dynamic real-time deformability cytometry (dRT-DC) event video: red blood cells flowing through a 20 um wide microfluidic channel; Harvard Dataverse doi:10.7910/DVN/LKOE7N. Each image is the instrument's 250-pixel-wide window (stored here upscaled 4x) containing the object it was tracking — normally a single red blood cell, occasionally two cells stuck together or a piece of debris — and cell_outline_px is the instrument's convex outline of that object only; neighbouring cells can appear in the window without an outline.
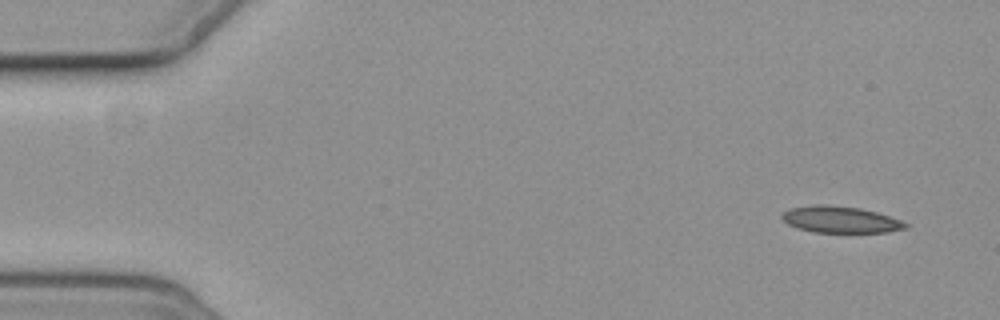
{"species": "common noctule bat (a hibernating species)", "species_latin": "Nyctalus noctula", "temperature_condition": "cold", "stored_images_in_passage": 6, "camera_frame_rate_fps": 3000, "um_per_image_px": 0.085, "animal": {"sex": "female", "body_mass_g": 19.3, "forearm_length_mm": 54.1}, "frame": {"image": 1, "passage_image": 1, "time_ms": 0.0, "image_size_px": [1000, 320], "cell_outline_px": [[912, 224], [908, 228], [888, 232], [816, 232], [800, 228], [788, 224], [780, 216], [784, 212], [792, 208], [812, 204], [824, 204], [860, 208], [876, 212]], "centroid_in_image_um": [71.48, 18.66], "position_along_channel_um": 13.5, "area_um2": 19.02}}
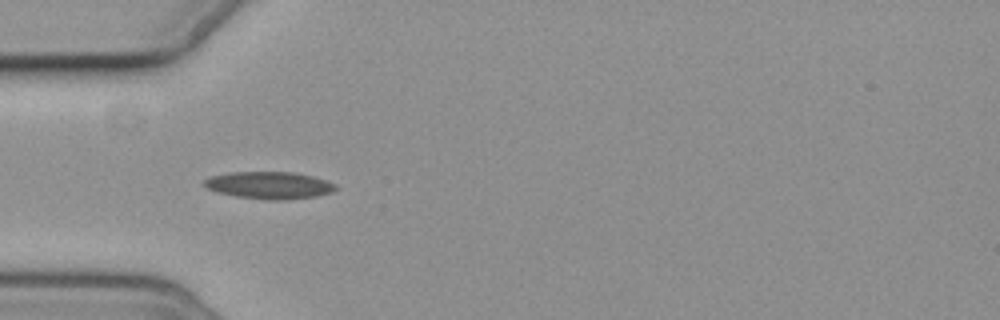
{"frame": {"image": 2, "passage_image": 5, "time_ms": 4.667, "image_size_px": [1000, 320], "cell_outline_px": [[336, 188], [332, 192], [316, 196], [284, 200], [268, 200], [236, 196], [216, 192], [200, 184], [208, 176], [232, 172], [292, 172], [312, 176], [336, 184]], "centroid_in_image_um": [22.83, 15.74], "position_along_channel_um": 62.2, "area_um2": 20.87}}
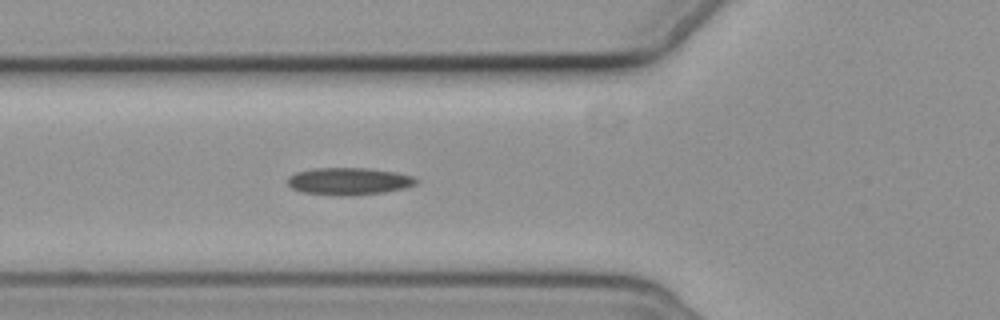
{"frame": {"image": 3, "passage_image": 6, "time_ms": 5.667, "image_size_px": [1000, 320], "cell_outline_px": [[420, 180], [416, 184], [404, 188], [384, 192], [352, 196], [332, 196], [304, 192], [292, 188], [288, 184], [288, 176], [296, 172], [312, 168], [368, 168], [396, 172], [412, 176]], "centroid_in_image_um": [29.65, 15.41], "position_along_channel_um": 96.1, "area_um2": 20.63}}